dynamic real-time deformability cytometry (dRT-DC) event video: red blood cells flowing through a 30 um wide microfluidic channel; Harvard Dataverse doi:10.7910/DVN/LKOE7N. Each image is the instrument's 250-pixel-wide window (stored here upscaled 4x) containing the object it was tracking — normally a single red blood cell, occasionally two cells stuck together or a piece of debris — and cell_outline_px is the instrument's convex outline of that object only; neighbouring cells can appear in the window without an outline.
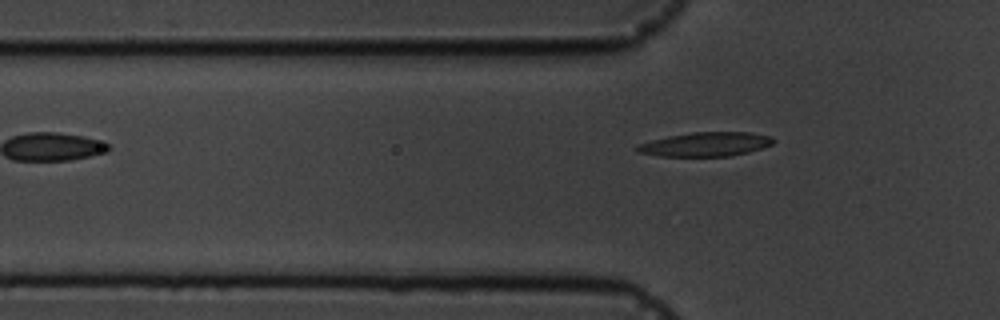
{"species": "common noctule bat (a hibernating species)", "species_latin": "Nyctalus noctula", "temperature_condition": "cold", "stored_images_in_passage": 3, "camera_frame_rate_fps": 3000, "um_per_image_px": 0.085, "animal": {"sex": "male", "body_mass_g": 19.5, "forearm_length_mm": 54.6}, "frame": {"image": 1, "passage_image": 3, "time_ms": 2.333, "image_size_px": [1000, 320], "cell_outline_px": [[776, 140], [772, 144], [748, 152], [728, 156], [660, 156], [636, 152], [636, 144], [668, 136], [692, 132], [748, 132], [772, 136]], "centroid_in_image_um": [59.96, 12.26], "position_along_channel_um": 65.8, "area_um2": 19.13}}